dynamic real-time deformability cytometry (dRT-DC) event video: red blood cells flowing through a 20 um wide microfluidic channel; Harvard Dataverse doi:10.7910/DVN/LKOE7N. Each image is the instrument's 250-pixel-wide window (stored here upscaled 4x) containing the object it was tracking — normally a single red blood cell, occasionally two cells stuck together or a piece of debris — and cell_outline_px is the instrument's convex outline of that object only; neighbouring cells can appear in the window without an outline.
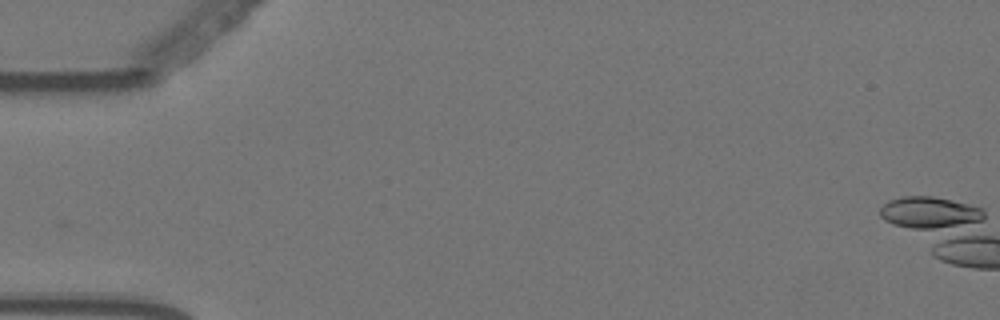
{"species": "Egyptian fruit bat (a non-hibernating species)", "species_latin": "Rousettus aegyptiacus", "temperature_condition": "warm", "stored_images_in_passage": 4, "camera_frame_rate_fps": 3000, "um_per_image_px": 0.085, "animal": {"sex": "female"}, "frame": {"image": 1, "passage_image": 1, "time_ms": 0.0, "image_size_px": [1000, 320], "cell_outline_px": [[972, 220], [948, 224], [900, 224], [900, 200], [944, 200], [956, 204], [964, 208]], "centroid_in_image_um": [79.19, 18.06], "position_along_channel_um": 5.8, "area_um2": 10.81}}